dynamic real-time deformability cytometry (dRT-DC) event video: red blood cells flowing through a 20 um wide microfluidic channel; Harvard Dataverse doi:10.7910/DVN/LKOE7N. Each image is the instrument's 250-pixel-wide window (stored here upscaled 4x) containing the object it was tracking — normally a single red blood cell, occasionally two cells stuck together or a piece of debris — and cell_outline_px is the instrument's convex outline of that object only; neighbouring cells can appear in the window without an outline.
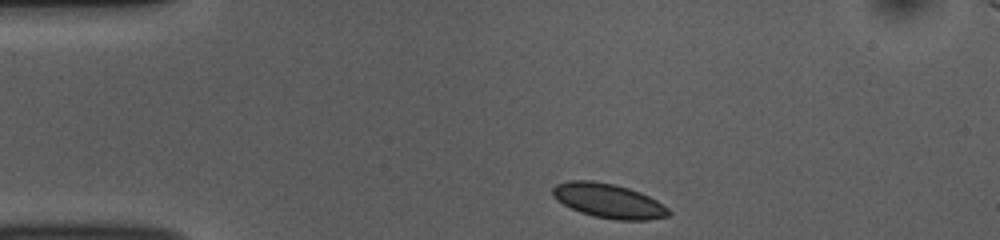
{"species": "common noctule bat (a hibernating species)", "species_latin": "Nyctalus noctula", "temperature_condition": "room temperature", "stored_images_in_passage": 37, "camera_frame_rate_fps": 3000, "um_per_image_px": 0.085, "animal": {"sex": "female", "body_mass_g": 10.0, "forearm_length_mm": 53.1}, "frame": {"image": 1, "passage_image": 1, "time_ms": 0.0, "image_size_px": [1000, 240], "cell_outline_px": [[672, 212], [668, 216], [648, 220], [616, 220], [596, 216], [580, 212], [556, 200], [552, 196], [552, 188], [556, 184], [568, 180], [592, 180], [612, 184], [628, 188], [640, 192], [656, 200], [668, 208]], "centroid_in_image_um": [51.71, 17.06], "position_along_channel_um": 33.3, "area_um2": 23.18}}
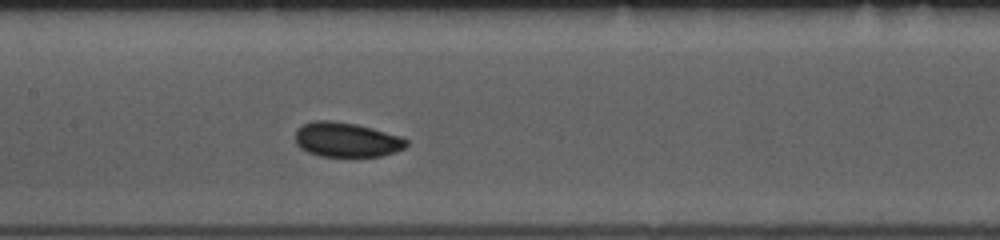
{"frame": {"image": 2, "passage_image": 16, "time_ms": 5.0, "image_size_px": [1000, 240], "cell_outline_px": [[408, 144], [404, 148], [396, 152], [380, 156], [320, 156], [308, 152], [300, 148], [296, 144], [296, 128], [304, 124], [316, 120], [332, 120], [356, 124], [372, 128], [400, 136], [408, 140]], "centroid_in_image_um": [29.45, 11.87], "position_along_channel_um": 178.0, "area_um2": 22.43}}
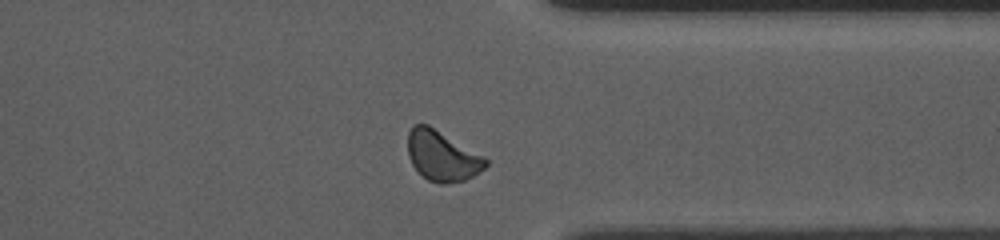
{"frame": {"image": 3, "passage_image": 32, "time_ms": 10.333, "image_size_px": [1000, 240], "cell_outline_px": [[488, 164], [484, 168], [472, 176], [464, 180], [444, 184], [440, 184], [428, 180], [412, 164], [408, 156], [408, 132], [412, 124], [428, 124], [484, 156], [488, 160]], "centroid_in_image_um": [37.57, 13.23], "position_along_channel_um": 373.8, "area_um2": 22.66}, "authors_computed_cell_mechanics": {"area_um2": 22.3686, "velocity_mm_per_s": 3.7424, "shape_relaxation_time_tau1_ms": null, "shape_relaxation_time_tau2_ms": 11.0911, "deformation_change_tau1": null, "deformation_change_tau2": 0.1083}}